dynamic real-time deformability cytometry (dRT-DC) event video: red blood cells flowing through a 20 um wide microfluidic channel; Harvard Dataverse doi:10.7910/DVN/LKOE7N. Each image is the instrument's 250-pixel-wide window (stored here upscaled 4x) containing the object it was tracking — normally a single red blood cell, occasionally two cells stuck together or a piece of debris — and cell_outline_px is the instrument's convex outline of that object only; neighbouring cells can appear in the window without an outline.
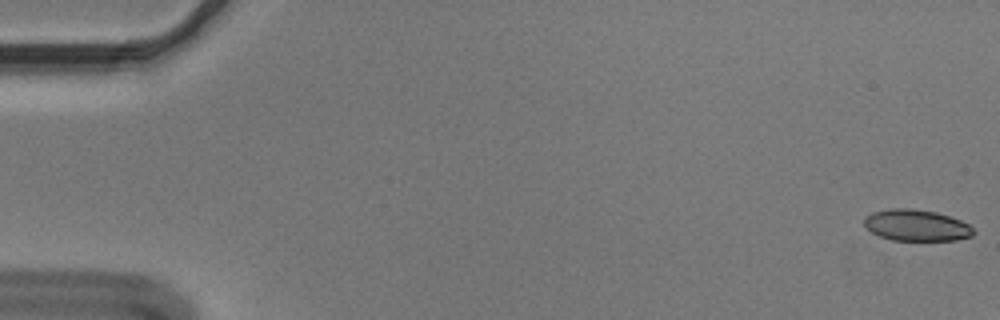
{"species": "Egyptian fruit bat (a non-hibernating species)", "species_latin": "Rousettus aegyptiacus", "temperature_condition": "cold", "stored_images_in_passage": 8, "camera_frame_rate_fps": 3000, "um_per_image_px": 0.085, "animal": {"sex": "male"}, "frame": {"image": 1, "passage_image": 1, "time_ms": 0.0, "image_size_px": [1000, 320], "cell_outline_px": [[976, 232], [972, 236], [956, 240], [892, 240], [880, 236], [872, 232], [864, 224], [864, 216], [872, 212], [892, 208], [912, 208], [936, 212], [960, 220], [968, 224]], "centroid_in_image_um": [77.89, 19.14], "position_along_channel_um": 7.1, "area_um2": 19.94}}